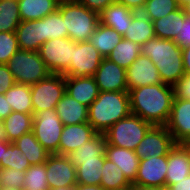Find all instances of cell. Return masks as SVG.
<instances>
[{"label": "cell", "instance_id": "cell-1", "mask_svg": "<svg viewBox=\"0 0 190 190\" xmlns=\"http://www.w3.org/2000/svg\"><path fill=\"white\" fill-rule=\"evenodd\" d=\"M131 114L154 126H166L171 114L174 86L159 83L129 90Z\"/></svg>", "mask_w": 190, "mask_h": 190}, {"label": "cell", "instance_id": "cell-2", "mask_svg": "<svg viewBox=\"0 0 190 190\" xmlns=\"http://www.w3.org/2000/svg\"><path fill=\"white\" fill-rule=\"evenodd\" d=\"M141 54L151 59L165 84L175 86L185 75L182 48L174 40L150 39L141 46Z\"/></svg>", "mask_w": 190, "mask_h": 190}, {"label": "cell", "instance_id": "cell-3", "mask_svg": "<svg viewBox=\"0 0 190 190\" xmlns=\"http://www.w3.org/2000/svg\"><path fill=\"white\" fill-rule=\"evenodd\" d=\"M130 114L129 91H99L98 97L88 107V123L97 133H105Z\"/></svg>", "mask_w": 190, "mask_h": 190}, {"label": "cell", "instance_id": "cell-4", "mask_svg": "<svg viewBox=\"0 0 190 190\" xmlns=\"http://www.w3.org/2000/svg\"><path fill=\"white\" fill-rule=\"evenodd\" d=\"M57 10L62 14L68 37L74 42L89 41L100 23L98 13L76 0H60Z\"/></svg>", "mask_w": 190, "mask_h": 190}, {"label": "cell", "instance_id": "cell-5", "mask_svg": "<svg viewBox=\"0 0 190 190\" xmlns=\"http://www.w3.org/2000/svg\"><path fill=\"white\" fill-rule=\"evenodd\" d=\"M152 126L139 116L130 114L113 124L104 135L108 144L135 151Z\"/></svg>", "mask_w": 190, "mask_h": 190}, {"label": "cell", "instance_id": "cell-6", "mask_svg": "<svg viewBox=\"0 0 190 190\" xmlns=\"http://www.w3.org/2000/svg\"><path fill=\"white\" fill-rule=\"evenodd\" d=\"M6 65L16 83L33 85L51 74L36 51L19 49Z\"/></svg>", "mask_w": 190, "mask_h": 190}, {"label": "cell", "instance_id": "cell-7", "mask_svg": "<svg viewBox=\"0 0 190 190\" xmlns=\"http://www.w3.org/2000/svg\"><path fill=\"white\" fill-rule=\"evenodd\" d=\"M64 128L55 109L42 110L33 116L32 131L37 141L50 153L58 155L60 136Z\"/></svg>", "mask_w": 190, "mask_h": 190}, {"label": "cell", "instance_id": "cell-8", "mask_svg": "<svg viewBox=\"0 0 190 190\" xmlns=\"http://www.w3.org/2000/svg\"><path fill=\"white\" fill-rule=\"evenodd\" d=\"M34 115L42 110L55 109L65 93V76L50 74L46 79L30 85Z\"/></svg>", "mask_w": 190, "mask_h": 190}, {"label": "cell", "instance_id": "cell-9", "mask_svg": "<svg viewBox=\"0 0 190 190\" xmlns=\"http://www.w3.org/2000/svg\"><path fill=\"white\" fill-rule=\"evenodd\" d=\"M75 43L67 37L48 40L40 46V58L51 74L63 75L69 69Z\"/></svg>", "mask_w": 190, "mask_h": 190}, {"label": "cell", "instance_id": "cell-10", "mask_svg": "<svg viewBox=\"0 0 190 190\" xmlns=\"http://www.w3.org/2000/svg\"><path fill=\"white\" fill-rule=\"evenodd\" d=\"M103 58L89 41L76 42L73 45L70 67L63 75L72 77L94 76Z\"/></svg>", "mask_w": 190, "mask_h": 190}, {"label": "cell", "instance_id": "cell-11", "mask_svg": "<svg viewBox=\"0 0 190 190\" xmlns=\"http://www.w3.org/2000/svg\"><path fill=\"white\" fill-rule=\"evenodd\" d=\"M176 145L166 126H152L135 149L139 159L168 156L169 151Z\"/></svg>", "mask_w": 190, "mask_h": 190}, {"label": "cell", "instance_id": "cell-12", "mask_svg": "<svg viewBox=\"0 0 190 190\" xmlns=\"http://www.w3.org/2000/svg\"><path fill=\"white\" fill-rule=\"evenodd\" d=\"M45 165L49 189L77 184L76 167L67 156L50 154Z\"/></svg>", "mask_w": 190, "mask_h": 190}, {"label": "cell", "instance_id": "cell-13", "mask_svg": "<svg viewBox=\"0 0 190 190\" xmlns=\"http://www.w3.org/2000/svg\"><path fill=\"white\" fill-rule=\"evenodd\" d=\"M166 127L176 144H185L190 139V100L174 96Z\"/></svg>", "mask_w": 190, "mask_h": 190}, {"label": "cell", "instance_id": "cell-14", "mask_svg": "<svg viewBox=\"0 0 190 190\" xmlns=\"http://www.w3.org/2000/svg\"><path fill=\"white\" fill-rule=\"evenodd\" d=\"M167 156L141 159L133 185L165 187Z\"/></svg>", "mask_w": 190, "mask_h": 190}, {"label": "cell", "instance_id": "cell-15", "mask_svg": "<svg viewBox=\"0 0 190 190\" xmlns=\"http://www.w3.org/2000/svg\"><path fill=\"white\" fill-rule=\"evenodd\" d=\"M126 80L129 90L163 83L155 64L142 54L126 69Z\"/></svg>", "mask_w": 190, "mask_h": 190}, {"label": "cell", "instance_id": "cell-16", "mask_svg": "<svg viewBox=\"0 0 190 190\" xmlns=\"http://www.w3.org/2000/svg\"><path fill=\"white\" fill-rule=\"evenodd\" d=\"M99 91H129L126 69L103 58L94 76Z\"/></svg>", "mask_w": 190, "mask_h": 190}, {"label": "cell", "instance_id": "cell-17", "mask_svg": "<svg viewBox=\"0 0 190 190\" xmlns=\"http://www.w3.org/2000/svg\"><path fill=\"white\" fill-rule=\"evenodd\" d=\"M96 134L97 132L88 122L64 126L60 136L58 155H69Z\"/></svg>", "mask_w": 190, "mask_h": 190}, {"label": "cell", "instance_id": "cell-18", "mask_svg": "<svg viewBox=\"0 0 190 190\" xmlns=\"http://www.w3.org/2000/svg\"><path fill=\"white\" fill-rule=\"evenodd\" d=\"M165 187L175 184L190 175V148L186 144H176L167 156Z\"/></svg>", "mask_w": 190, "mask_h": 190}, {"label": "cell", "instance_id": "cell-19", "mask_svg": "<svg viewBox=\"0 0 190 190\" xmlns=\"http://www.w3.org/2000/svg\"><path fill=\"white\" fill-rule=\"evenodd\" d=\"M65 92L79 103L89 107L98 97L99 89L93 76H65Z\"/></svg>", "mask_w": 190, "mask_h": 190}, {"label": "cell", "instance_id": "cell-20", "mask_svg": "<svg viewBox=\"0 0 190 190\" xmlns=\"http://www.w3.org/2000/svg\"><path fill=\"white\" fill-rule=\"evenodd\" d=\"M15 33L21 50L38 52L44 44V18L21 21Z\"/></svg>", "mask_w": 190, "mask_h": 190}, {"label": "cell", "instance_id": "cell-21", "mask_svg": "<svg viewBox=\"0 0 190 190\" xmlns=\"http://www.w3.org/2000/svg\"><path fill=\"white\" fill-rule=\"evenodd\" d=\"M105 158L116 164L131 184L134 183L140 161L135 151L106 143Z\"/></svg>", "mask_w": 190, "mask_h": 190}, {"label": "cell", "instance_id": "cell-22", "mask_svg": "<svg viewBox=\"0 0 190 190\" xmlns=\"http://www.w3.org/2000/svg\"><path fill=\"white\" fill-rule=\"evenodd\" d=\"M134 13L135 11L115 1L99 13V20L101 24L111 27L123 36L132 22Z\"/></svg>", "mask_w": 190, "mask_h": 190}, {"label": "cell", "instance_id": "cell-23", "mask_svg": "<svg viewBox=\"0 0 190 190\" xmlns=\"http://www.w3.org/2000/svg\"><path fill=\"white\" fill-rule=\"evenodd\" d=\"M55 111L64 126L88 122V107L73 99L66 92L57 103Z\"/></svg>", "mask_w": 190, "mask_h": 190}, {"label": "cell", "instance_id": "cell-24", "mask_svg": "<svg viewBox=\"0 0 190 190\" xmlns=\"http://www.w3.org/2000/svg\"><path fill=\"white\" fill-rule=\"evenodd\" d=\"M186 17L184 9L179 7L167 16L153 21L155 36L157 38L175 40Z\"/></svg>", "mask_w": 190, "mask_h": 190}, {"label": "cell", "instance_id": "cell-25", "mask_svg": "<svg viewBox=\"0 0 190 190\" xmlns=\"http://www.w3.org/2000/svg\"><path fill=\"white\" fill-rule=\"evenodd\" d=\"M155 37L153 22L141 12L134 13L132 22L123 35V38L126 40L132 41L140 46Z\"/></svg>", "mask_w": 190, "mask_h": 190}, {"label": "cell", "instance_id": "cell-26", "mask_svg": "<svg viewBox=\"0 0 190 190\" xmlns=\"http://www.w3.org/2000/svg\"><path fill=\"white\" fill-rule=\"evenodd\" d=\"M60 0H20L19 13L22 21L43 19L58 9Z\"/></svg>", "mask_w": 190, "mask_h": 190}, {"label": "cell", "instance_id": "cell-27", "mask_svg": "<svg viewBox=\"0 0 190 190\" xmlns=\"http://www.w3.org/2000/svg\"><path fill=\"white\" fill-rule=\"evenodd\" d=\"M106 137L104 133H97L88 142L67 155L69 160L77 167V161L96 160L97 157H105Z\"/></svg>", "mask_w": 190, "mask_h": 190}, {"label": "cell", "instance_id": "cell-28", "mask_svg": "<svg viewBox=\"0 0 190 190\" xmlns=\"http://www.w3.org/2000/svg\"><path fill=\"white\" fill-rule=\"evenodd\" d=\"M13 144L27 157L30 165L44 164L50 153L37 141L33 131L23 134Z\"/></svg>", "mask_w": 190, "mask_h": 190}, {"label": "cell", "instance_id": "cell-29", "mask_svg": "<svg viewBox=\"0 0 190 190\" xmlns=\"http://www.w3.org/2000/svg\"><path fill=\"white\" fill-rule=\"evenodd\" d=\"M34 114L12 111L4 120V131L7 141L14 142L23 134L32 131Z\"/></svg>", "mask_w": 190, "mask_h": 190}, {"label": "cell", "instance_id": "cell-30", "mask_svg": "<svg viewBox=\"0 0 190 190\" xmlns=\"http://www.w3.org/2000/svg\"><path fill=\"white\" fill-rule=\"evenodd\" d=\"M122 38L123 36L111 27L99 23L97 29L90 36L89 42L106 58Z\"/></svg>", "mask_w": 190, "mask_h": 190}, {"label": "cell", "instance_id": "cell-31", "mask_svg": "<svg viewBox=\"0 0 190 190\" xmlns=\"http://www.w3.org/2000/svg\"><path fill=\"white\" fill-rule=\"evenodd\" d=\"M4 96L11 105L12 111L34 114L30 85L15 83L4 93Z\"/></svg>", "mask_w": 190, "mask_h": 190}, {"label": "cell", "instance_id": "cell-32", "mask_svg": "<svg viewBox=\"0 0 190 190\" xmlns=\"http://www.w3.org/2000/svg\"><path fill=\"white\" fill-rule=\"evenodd\" d=\"M104 158L97 157L96 160L77 161V184L100 185Z\"/></svg>", "mask_w": 190, "mask_h": 190}, {"label": "cell", "instance_id": "cell-33", "mask_svg": "<svg viewBox=\"0 0 190 190\" xmlns=\"http://www.w3.org/2000/svg\"><path fill=\"white\" fill-rule=\"evenodd\" d=\"M140 54V45L122 38L106 58L116 63L118 66L127 69Z\"/></svg>", "mask_w": 190, "mask_h": 190}, {"label": "cell", "instance_id": "cell-34", "mask_svg": "<svg viewBox=\"0 0 190 190\" xmlns=\"http://www.w3.org/2000/svg\"><path fill=\"white\" fill-rule=\"evenodd\" d=\"M100 185L105 190H117L130 185L122 170L112 161L104 158Z\"/></svg>", "mask_w": 190, "mask_h": 190}, {"label": "cell", "instance_id": "cell-35", "mask_svg": "<svg viewBox=\"0 0 190 190\" xmlns=\"http://www.w3.org/2000/svg\"><path fill=\"white\" fill-rule=\"evenodd\" d=\"M16 0H0V32H15L21 23Z\"/></svg>", "mask_w": 190, "mask_h": 190}, {"label": "cell", "instance_id": "cell-36", "mask_svg": "<svg viewBox=\"0 0 190 190\" xmlns=\"http://www.w3.org/2000/svg\"><path fill=\"white\" fill-rule=\"evenodd\" d=\"M22 151L15 144L4 140V161H0V168H12L26 171L31 165Z\"/></svg>", "mask_w": 190, "mask_h": 190}, {"label": "cell", "instance_id": "cell-37", "mask_svg": "<svg viewBox=\"0 0 190 190\" xmlns=\"http://www.w3.org/2000/svg\"><path fill=\"white\" fill-rule=\"evenodd\" d=\"M178 8L177 0H147L140 12L153 22Z\"/></svg>", "mask_w": 190, "mask_h": 190}, {"label": "cell", "instance_id": "cell-38", "mask_svg": "<svg viewBox=\"0 0 190 190\" xmlns=\"http://www.w3.org/2000/svg\"><path fill=\"white\" fill-rule=\"evenodd\" d=\"M67 37L68 30L58 10L44 17V43L48 40Z\"/></svg>", "mask_w": 190, "mask_h": 190}, {"label": "cell", "instance_id": "cell-39", "mask_svg": "<svg viewBox=\"0 0 190 190\" xmlns=\"http://www.w3.org/2000/svg\"><path fill=\"white\" fill-rule=\"evenodd\" d=\"M46 165H31L25 171V179L23 189L30 190H49L47 183Z\"/></svg>", "mask_w": 190, "mask_h": 190}, {"label": "cell", "instance_id": "cell-40", "mask_svg": "<svg viewBox=\"0 0 190 190\" xmlns=\"http://www.w3.org/2000/svg\"><path fill=\"white\" fill-rule=\"evenodd\" d=\"M19 49L15 32H0V64H7Z\"/></svg>", "mask_w": 190, "mask_h": 190}, {"label": "cell", "instance_id": "cell-41", "mask_svg": "<svg viewBox=\"0 0 190 190\" xmlns=\"http://www.w3.org/2000/svg\"><path fill=\"white\" fill-rule=\"evenodd\" d=\"M25 171L12 168H0V183L3 187L22 190L24 186Z\"/></svg>", "mask_w": 190, "mask_h": 190}, {"label": "cell", "instance_id": "cell-42", "mask_svg": "<svg viewBox=\"0 0 190 190\" xmlns=\"http://www.w3.org/2000/svg\"><path fill=\"white\" fill-rule=\"evenodd\" d=\"M174 95L177 98L190 100V74H185L174 86Z\"/></svg>", "mask_w": 190, "mask_h": 190}, {"label": "cell", "instance_id": "cell-43", "mask_svg": "<svg viewBox=\"0 0 190 190\" xmlns=\"http://www.w3.org/2000/svg\"><path fill=\"white\" fill-rule=\"evenodd\" d=\"M16 82L6 64H0V94H4Z\"/></svg>", "mask_w": 190, "mask_h": 190}, {"label": "cell", "instance_id": "cell-44", "mask_svg": "<svg viewBox=\"0 0 190 190\" xmlns=\"http://www.w3.org/2000/svg\"><path fill=\"white\" fill-rule=\"evenodd\" d=\"M174 42L179 45L180 48L190 46V18L186 17L183 21L182 28L179 34L175 38Z\"/></svg>", "mask_w": 190, "mask_h": 190}, {"label": "cell", "instance_id": "cell-45", "mask_svg": "<svg viewBox=\"0 0 190 190\" xmlns=\"http://www.w3.org/2000/svg\"><path fill=\"white\" fill-rule=\"evenodd\" d=\"M91 11L100 13L103 9L114 3L116 0H76Z\"/></svg>", "mask_w": 190, "mask_h": 190}, {"label": "cell", "instance_id": "cell-46", "mask_svg": "<svg viewBox=\"0 0 190 190\" xmlns=\"http://www.w3.org/2000/svg\"><path fill=\"white\" fill-rule=\"evenodd\" d=\"M147 0H116V2L123 4L125 7L135 11L140 12Z\"/></svg>", "mask_w": 190, "mask_h": 190}, {"label": "cell", "instance_id": "cell-47", "mask_svg": "<svg viewBox=\"0 0 190 190\" xmlns=\"http://www.w3.org/2000/svg\"><path fill=\"white\" fill-rule=\"evenodd\" d=\"M10 113H12L11 105L4 94H0V120L3 121Z\"/></svg>", "mask_w": 190, "mask_h": 190}, {"label": "cell", "instance_id": "cell-48", "mask_svg": "<svg viewBox=\"0 0 190 190\" xmlns=\"http://www.w3.org/2000/svg\"><path fill=\"white\" fill-rule=\"evenodd\" d=\"M168 190H190V175L175 184H171Z\"/></svg>", "mask_w": 190, "mask_h": 190}, {"label": "cell", "instance_id": "cell-49", "mask_svg": "<svg viewBox=\"0 0 190 190\" xmlns=\"http://www.w3.org/2000/svg\"><path fill=\"white\" fill-rule=\"evenodd\" d=\"M183 66L185 74H190V46L182 48Z\"/></svg>", "mask_w": 190, "mask_h": 190}, {"label": "cell", "instance_id": "cell-50", "mask_svg": "<svg viewBox=\"0 0 190 190\" xmlns=\"http://www.w3.org/2000/svg\"><path fill=\"white\" fill-rule=\"evenodd\" d=\"M74 190H105L101 185L76 184Z\"/></svg>", "mask_w": 190, "mask_h": 190}, {"label": "cell", "instance_id": "cell-51", "mask_svg": "<svg viewBox=\"0 0 190 190\" xmlns=\"http://www.w3.org/2000/svg\"><path fill=\"white\" fill-rule=\"evenodd\" d=\"M134 190H168V188L167 187H153V186L134 185Z\"/></svg>", "mask_w": 190, "mask_h": 190}, {"label": "cell", "instance_id": "cell-52", "mask_svg": "<svg viewBox=\"0 0 190 190\" xmlns=\"http://www.w3.org/2000/svg\"><path fill=\"white\" fill-rule=\"evenodd\" d=\"M0 140H7L4 131L3 121L0 120Z\"/></svg>", "mask_w": 190, "mask_h": 190}, {"label": "cell", "instance_id": "cell-53", "mask_svg": "<svg viewBox=\"0 0 190 190\" xmlns=\"http://www.w3.org/2000/svg\"><path fill=\"white\" fill-rule=\"evenodd\" d=\"M0 161H4V140H0Z\"/></svg>", "mask_w": 190, "mask_h": 190}, {"label": "cell", "instance_id": "cell-54", "mask_svg": "<svg viewBox=\"0 0 190 190\" xmlns=\"http://www.w3.org/2000/svg\"><path fill=\"white\" fill-rule=\"evenodd\" d=\"M177 3L179 5V7L183 8L185 5L190 3V0H177Z\"/></svg>", "mask_w": 190, "mask_h": 190}, {"label": "cell", "instance_id": "cell-55", "mask_svg": "<svg viewBox=\"0 0 190 190\" xmlns=\"http://www.w3.org/2000/svg\"><path fill=\"white\" fill-rule=\"evenodd\" d=\"M183 9L185 11L186 16L190 18V3H188L187 5H185L183 7Z\"/></svg>", "mask_w": 190, "mask_h": 190}, {"label": "cell", "instance_id": "cell-56", "mask_svg": "<svg viewBox=\"0 0 190 190\" xmlns=\"http://www.w3.org/2000/svg\"><path fill=\"white\" fill-rule=\"evenodd\" d=\"M49 190H74V186L58 187V188L49 189Z\"/></svg>", "mask_w": 190, "mask_h": 190}, {"label": "cell", "instance_id": "cell-57", "mask_svg": "<svg viewBox=\"0 0 190 190\" xmlns=\"http://www.w3.org/2000/svg\"><path fill=\"white\" fill-rule=\"evenodd\" d=\"M117 190H134V185L133 184H130L126 187H123V188H120V189H117Z\"/></svg>", "mask_w": 190, "mask_h": 190}, {"label": "cell", "instance_id": "cell-58", "mask_svg": "<svg viewBox=\"0 0 190 190\" xmlns=\"http://www.w3.org/2000/svg\"><path fill=\"white\" fill-rule=\"evenodd\" d=\"M2 190H18V189H15V188H10V187H3Z\"/></svg>", "mask_w": 190, "mask_h": 190}, {"label": "cell", "instance_id": "cell-59", "mask_svg": "<svg viewBox=\"0 0 190 190\" xmlns=\"http://www.w3.org/2000/svg\"><path fill=\"white\" fill-rule=\"evenodd\" d=\"M190 148V140L185 143Z\"/></svg>", "mask_w": 190, "mask_h": 190}, {"label": "cell", "instance_id": "cell-60", "mask_svg": "<svg viewBox=\"0 0 190 190\" xmlns=\"http://www.w3.org/2000/svg\"><path fill=\"white\" fill-rule=\"evenodd\" d=\"M3 189V185L0 183V190H2Z\"/></svg>", "mask_w": 190, "mask_h": 190}]
</instances>
